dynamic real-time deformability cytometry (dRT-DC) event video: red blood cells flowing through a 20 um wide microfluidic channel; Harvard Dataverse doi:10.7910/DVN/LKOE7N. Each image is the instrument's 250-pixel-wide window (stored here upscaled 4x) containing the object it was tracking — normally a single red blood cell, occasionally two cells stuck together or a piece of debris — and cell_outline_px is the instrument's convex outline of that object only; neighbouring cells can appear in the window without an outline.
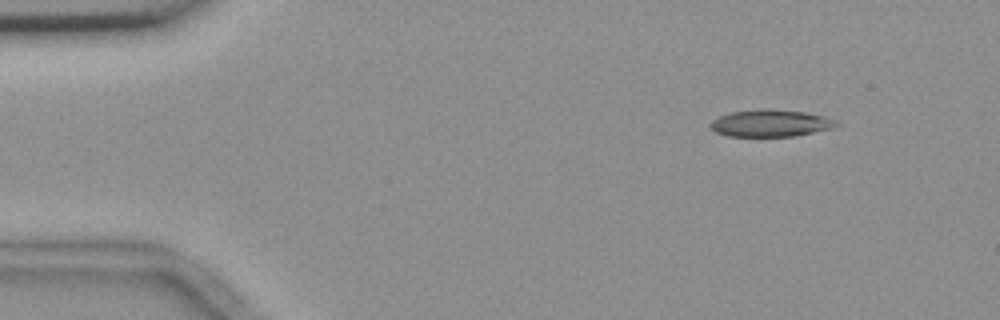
{"species": "common noctule bat (a hibernating species)", "species_latin": "Nyctalus noctula", "temperature_condition": "room temperature", "stored_images_in_passage": 6, "segment_of_instrument_passage": [1, 2], "camera_frame_rate_fps": 3000, "um_per_image_px": 0.085, "animal": {"sex": "female", "body_mass_g": 18.4}, "frame": {"image": 1, "passage_image": 2, "time_ms": 1.0, "image_size_px": [1000, 320], "cell_outline_px": [[844, 124], [836, 128], [796, 136], [728, 136], [716, 132], [708, 124], [712, 120], [720, 116], [732, 112], [764, 108], [772, 108], [808, 112], [828, 116], [840, 120]], "centroid_in_image_um": [65.66, 10.46], "position_along_channel_um": 19.3, "area_um2": 20.52}}